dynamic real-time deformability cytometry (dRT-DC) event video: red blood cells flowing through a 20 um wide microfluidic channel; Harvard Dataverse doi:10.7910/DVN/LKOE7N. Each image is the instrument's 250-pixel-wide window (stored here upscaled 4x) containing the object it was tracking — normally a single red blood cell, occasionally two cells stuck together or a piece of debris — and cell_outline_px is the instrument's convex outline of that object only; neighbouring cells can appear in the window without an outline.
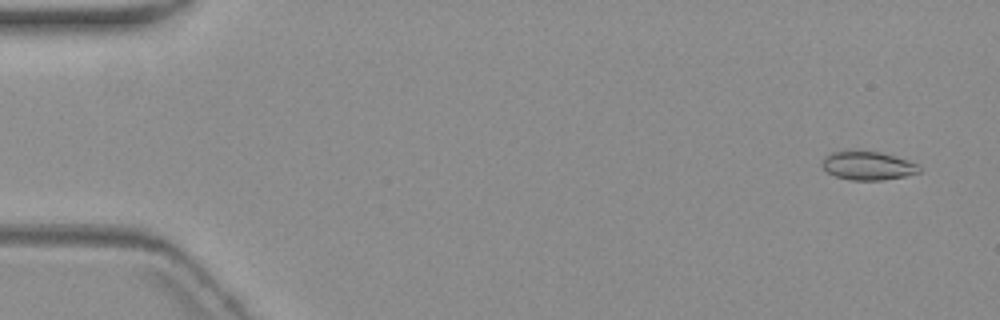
{"species": "common noctule bat (a hibernating species)", "species_latin": "Nyctalus noctula", "temperature_condition": "warm", "stored_images_in_passage": 4, "camera_frame_rate_fps": 3000, "um_per_image_px": 0.085, "animal": {"sex": "female", "body_mass_g": 19.3, "forearm_length_mm": 54.1}, "frame": {"image": 1, "passage_image": 1, "time_ms": 0.0, "image_size_px": [1000, 320], "cell_outline_px": [[920, 172], [904, 176], [884, 180], [848, 180], [836, 176], [828, 172], [820, 164], [832, 152], [880, 152], [908, 160], [920, 164]], "centroid_in_image_um": [73.82, 14.11], "position_along_channel_um": 11.2, "area_um2": 15.84}}
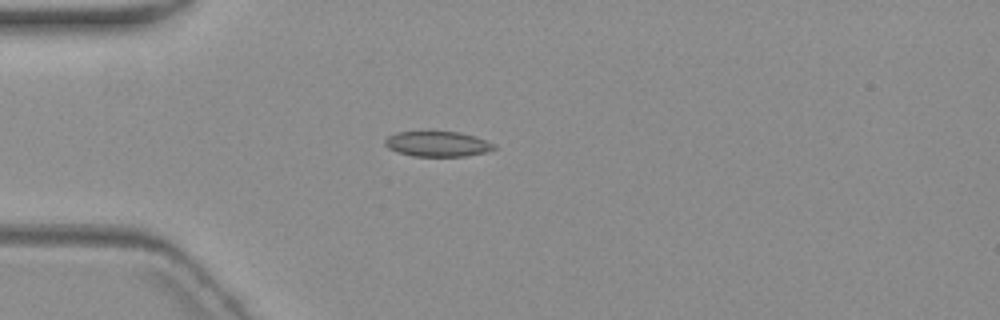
{"frame": {"image": 2, "passage_image": 4, "time_ms": 4.333, "image_size_px": [1000, 320], "cell_outline_px": [[496, 148], [488, 152], [464, 156], [412, 156], [396, 152], [388, 148], [384, 144], [384, 140], [388, 136], [396, 132], [460, 132], [476, 136], [496, 144]], "centroid_in_image_um": [37.2, 12.24], "position_along_channel_um": 47.8, "area_um2": 16.18}}